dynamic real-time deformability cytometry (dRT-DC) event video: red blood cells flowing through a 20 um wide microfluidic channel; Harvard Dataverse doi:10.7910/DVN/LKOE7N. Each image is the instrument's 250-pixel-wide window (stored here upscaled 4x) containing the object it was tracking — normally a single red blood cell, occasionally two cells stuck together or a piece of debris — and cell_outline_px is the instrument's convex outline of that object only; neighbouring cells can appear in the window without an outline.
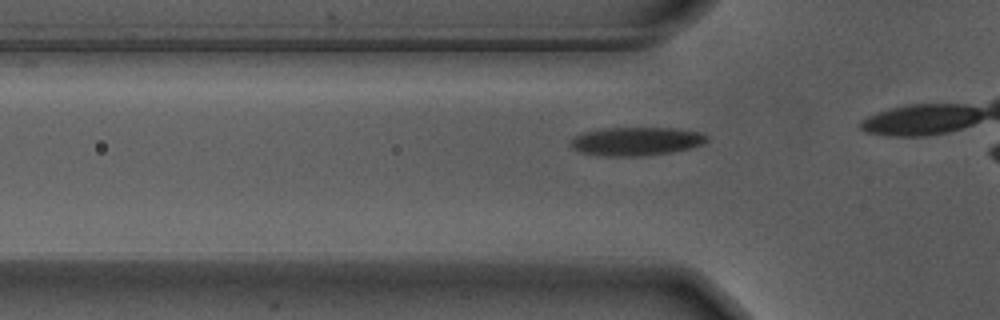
{"species": "Egyptian fruit bat (a non-hibernating species)", "species_latin": "Rousettus aegyptiacus", "temperature_condition": "warm", "stored_images_in_passage": 7, "camera_frame_rate_fps": 3000, "um_per_image_px": 0.085, "animal": {"sex": "male"}, "frame": {"image": 1, "passage_image": 4, "time_ms": 1.0, "image_size_px": [1000, 320], "cell_outline_px": [[708, 140], [692, 148], [672, 152], [640, 156], [612, 156], [584, 152], [572, 148], [568, 144], [568, 140], [572, 136], [584, 132], [608, 128], [672, 128], [700, 132], [708, 136]], "centroid_in_image_um": [54.06, 12.0], "position_along_channel_um": 71.7, "area_um2": 22.48}}